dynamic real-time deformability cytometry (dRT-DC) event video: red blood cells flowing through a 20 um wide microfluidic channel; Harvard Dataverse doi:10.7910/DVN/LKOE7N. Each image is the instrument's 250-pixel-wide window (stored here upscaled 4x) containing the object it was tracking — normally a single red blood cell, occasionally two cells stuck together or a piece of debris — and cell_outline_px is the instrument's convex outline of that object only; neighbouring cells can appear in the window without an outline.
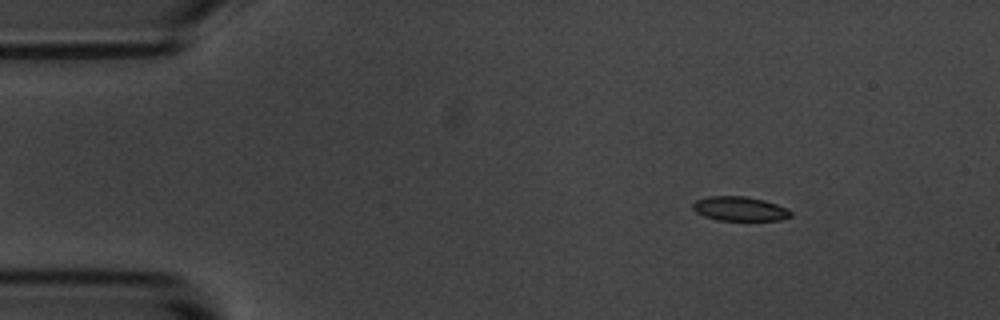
{"species": "common noctule bat (a hibernating species)", "species_latin": "Nyctalus noctula", "temperature_condition": "room temperature", "stored_images_in_passage": 49, "camera_frame_rate_fps": 3000, "um_per_image_px": 0.085, "animal": {"sex": "male", "body_mass_g": 20.1, "forearm_length_mm": 53.5}, "frame": {"image": 1, "passage_image": 1, "time_ms": 0.0, "image_size_px": [1000, 320], "cell_outline_px": [[792, 216], [780, 220], [716, 220], [704, 216], [696, 212], [692, 208], [692, 204], [696, 200], [708, 196], [744, 196], [764, 200], [788, 208], [792, 212]], "centroid_in_image_um": [62.88, 17.74], "position_along_channel_um": 22.1, "area_um2": 13.93}}
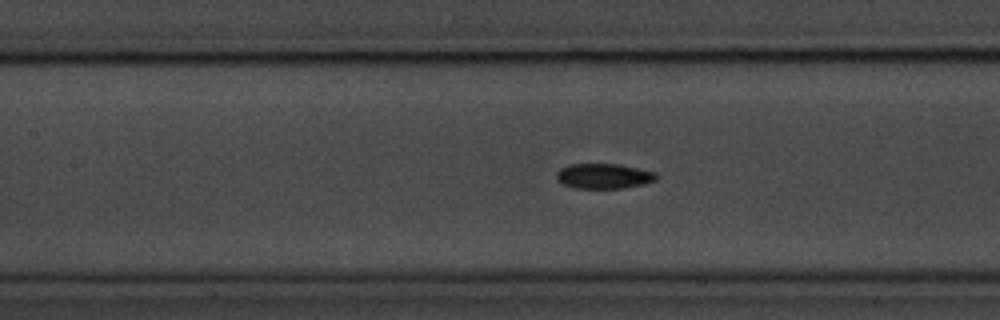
{"frame": {"image": 2, "passage_image": 18, "time_ms": 5.667, "image_size_px": [1000, 320], "cell_outline_px": [[656, 180], [644, 184], [620, 188], [572, 188], [560, 184], [556, 180], [556, 172], [560, 168], [568, 164], [620, 164], [656, 172]], "centroid_in_image_um": [51.26, 14.96], "position_along_channel_um": 156.1, "area_um2": 14.8}}
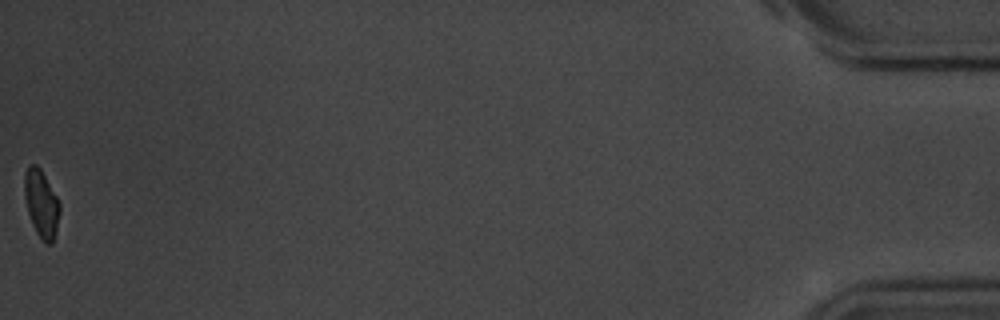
{"frame": {"image": 3, "passage_image": 49, "time_ms": 16.0, "image_size_px": [1000, 320], "cell_outline_px": [[60, 212], [56, 232], [52, 244], [44, 244], [36, 232], [32, 224], [28, 212], [24, 196], [24, 172], [28, 164], [36, 164], [40, 168], [56, 196], [60, 204]], "centroid_in_image_um": [3.5, 17.31], "position_along_channel_um": 431.7, "area_um2": 13.99}, "authors_computed_cell_mechanics": {"area_um2": 14.6234, "velocity_mm_per_s": 3.6332, "shape_relaxation_time_tau1_ms": 2.9857, "shape_relaxation_time_tau2_ms": 3.3554, "deformation_change_tau1": 0.1316, "deformation_change_tau2": 0.0795}}